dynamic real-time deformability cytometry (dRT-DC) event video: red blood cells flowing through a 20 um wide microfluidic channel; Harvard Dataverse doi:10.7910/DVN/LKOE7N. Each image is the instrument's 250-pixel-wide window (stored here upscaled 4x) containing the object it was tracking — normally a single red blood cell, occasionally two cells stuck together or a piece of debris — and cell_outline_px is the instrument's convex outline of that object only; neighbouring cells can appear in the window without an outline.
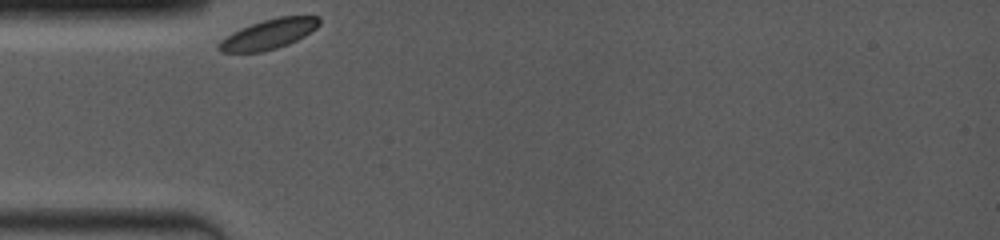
{"species": "common noctule bat (a hibernating species)", "species_latin": "Nyctalus noctula", "temperature_condition": "room temperature", "stored_images_in_passage": 19, "camera_frame_rate_fps": 4000, "um_per_image_px": 0.085, "animal": {"sex": "female", "body_mass_g": 19.0, "forearm_length_mm": 53.3}, "frame": {"image": 1, "passage_image": 1, "time_ms": 0.0, "image_size_px": [1000, 240], "cell_outline_px": [[320, 24], [316, 28], [304, 36], [288, 44], [264, 52], [220, 52], [216, 48], [220, 40], [232, 32], [240, 28], [264, 20], [280, 16], [320, 16]], "centroid_in_image_um": [22.82, 2.91], "position_along_channel_um": 62.2, "area_um2": 17.46}}
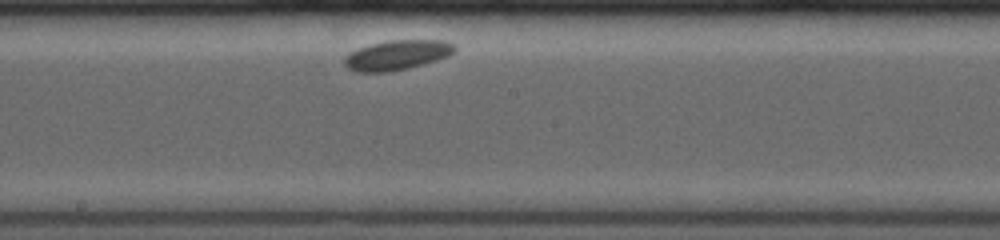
{"frame": {"image": 2, "passage_image": 9, "time_ms": 4.5, "image_size_px": [1000, 240], "cell_outline_px": [[456, 48], [448, 56], [424, 64], [392, 72], [356, 72], [348, 68], [344, 64], [344, 56], [348, 52], [372, 44], [388, 40], [444, 40], [452, 44]], "centroid_in_image_um": [33.71, 4.69], "position_along_channel_um": 214.5, "area_um2": 19.13}}
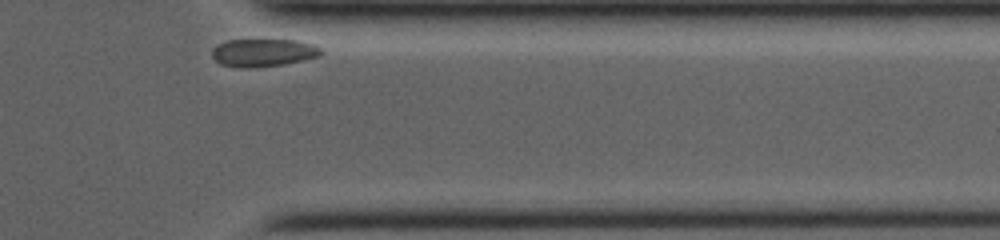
{"frame": {"image": 3, "passage_image": 19, "time_ms": 9.5, "image_size_px": [1000, 240], "cell_outline_px": [[324, 52], [320, 56], [304, 60], [284, 64], [220, 64], [212, 56], [212, 48], [216, 44], [228, 40], [296, 40], [316, 44], [324, 48]], "centroid_in_image_um": [22.5, 4.4], "position_along_channel_um": 388.9, "area_um2": 16.94}}